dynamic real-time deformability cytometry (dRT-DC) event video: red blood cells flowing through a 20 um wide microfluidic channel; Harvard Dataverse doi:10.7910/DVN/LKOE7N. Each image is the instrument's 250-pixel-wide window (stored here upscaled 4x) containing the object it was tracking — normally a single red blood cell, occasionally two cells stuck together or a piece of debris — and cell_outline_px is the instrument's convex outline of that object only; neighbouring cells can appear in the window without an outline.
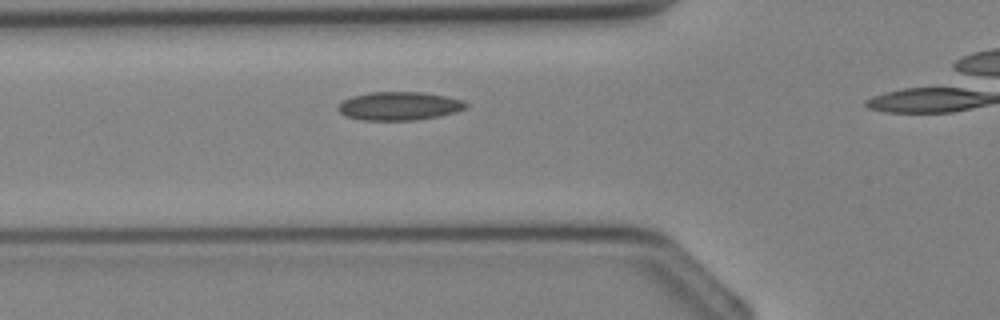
{"species": "Egyptian fruit bat (a non-hibernating species)", "species_latin": "Rousettus aegyptiacus", "temperature_condition": "cold", "stored_images_in_passage": 19, "camera_frame_rate_fps": 3000, "um_per_image_px": 0.085, "animal": {"sex": "female"}, "frame": {"image": 1, "passage_image": 9, "time_ms": 2.667, "image_size_px": [1000, 320], "cell_outline_px": [[468, 108], [456, 112], [440, 116], [416, 120], [360, 120], [348, 116], [340, 112], [336, 108], [344, 100], [352, 96], [372, 92], [420, 92], [444, 96], [460, 100], [468, 104]], "centroid_in_image_um": [33.94, 9.02], "position_along_channel_um": 91.9, "area_um2": 21.04}}
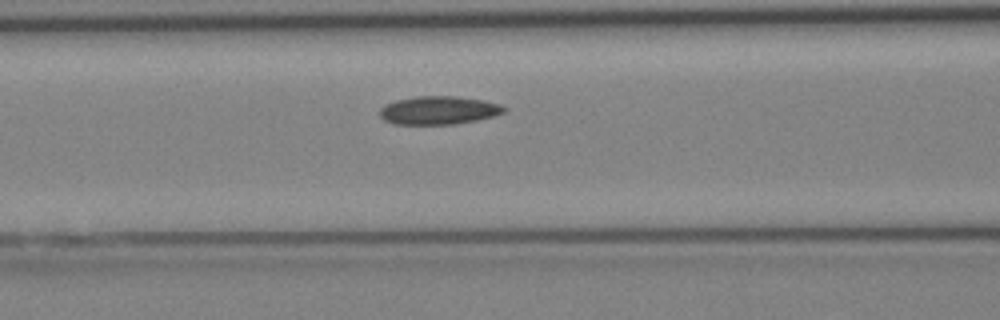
{"frame": {"image": 2, "passage_image": 11, "time_ms": 3.333, "image_size_px": [1000, 320], "cell_outline_px": [[508, 108], [504, 112], [492, 116], [476, 120], [452, 124], [392, 124], [384, 120], [380, 116], [380, 108], [384, 104], [396, 100], [416, 96], [456, 96], [484, 100], [500, 104]], "centroid_in_image_um": [37.27, 9.37], "position_along_channel_um": 129.3, "area_um2": 20.52}}
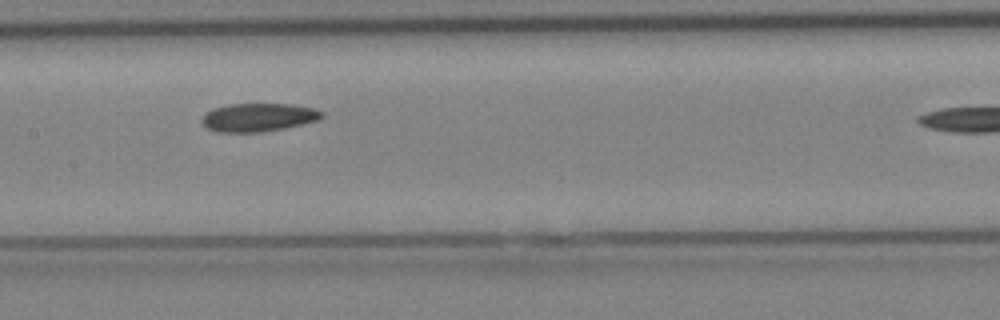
{"frame": {"image": 3, "passage_image": 14, "time_ms": 4.333, "image_size_px": [1000, 320], "cell_outline_px": [[324, 116], [316, 120], [284, 128], [260, 132], [216, 132], [208, 128], [200, 120], [212, 108], [228, 104], [292, 104], [312, 108], [324, 112]], "centroid_in_image_um": [21.94, 9.97], "position_along_channel_um": 185.5, "area_um2": 19.59}}